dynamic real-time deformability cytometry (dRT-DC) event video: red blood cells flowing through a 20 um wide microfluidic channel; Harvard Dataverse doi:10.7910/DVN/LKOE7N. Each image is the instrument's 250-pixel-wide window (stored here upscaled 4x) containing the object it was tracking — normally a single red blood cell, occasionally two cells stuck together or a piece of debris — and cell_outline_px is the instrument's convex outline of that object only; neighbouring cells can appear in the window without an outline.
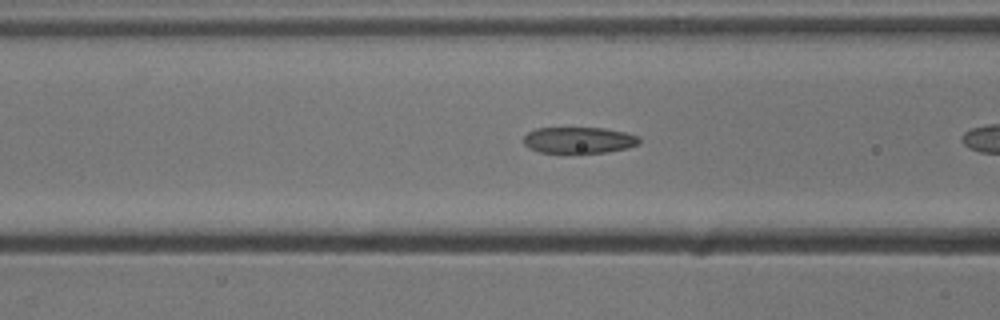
{"species": "common noctule bat (a hibernating species)", "species_latin": "Nyctalus noctula", "temperature_condition": "cold", "stored_images_in_passage": 18, "camera_frame_rate_fps": 3000, "um_per_image_px": 0.085, "animal": {"sex": "male", "body_mass_g": 13.3}, "frame": {"image": 1, "passage_image": 6, "time_ms": 1.667, "image_size_px": [1000, 320], "cell_outline_px": [[640, 144], [628, 148], [608, 152], [540, 152], [528, 148], [524, 144], [524, 136], [528, 132], [536, 128], [604, 128], [624, 132], [640, 136]], "centroid_in_image_um": [49.23, 11.9], "position_along_channel_um": 117.4, "area_um2": 17.69}}